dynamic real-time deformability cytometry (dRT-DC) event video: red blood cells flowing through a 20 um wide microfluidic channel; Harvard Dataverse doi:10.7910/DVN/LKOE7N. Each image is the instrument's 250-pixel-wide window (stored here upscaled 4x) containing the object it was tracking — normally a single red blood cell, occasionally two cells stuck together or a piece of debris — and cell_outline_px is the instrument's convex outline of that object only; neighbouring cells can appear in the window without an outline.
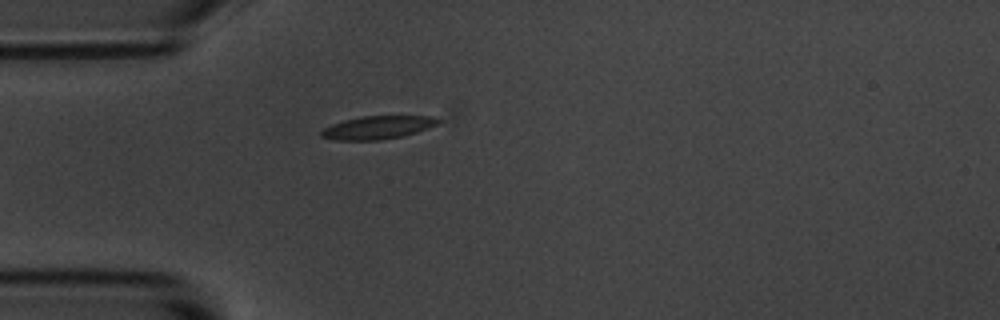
{"species": "common noctule bat (a hibernating species)", "species_latin": "Nyctalus noctula", "temperature_condition": "room temperature", "stored_images_in_passage": 41, "camera_frame_rate_fps": 3000, "um_per_image_px": 0.085, "animal": {"sex": "male", "body_mass_g": 20.1, "forearm_length_mm": 53.5}, "frame": {"image": 1, "passage_image": 1, "time_ms": 0.0, "image_size_px": [1000, 320], "cell_outline_px": [[440, 120], [436, 124], [428, 128], [416, 132], [400, 136], [380, 140], [336, 140], [320, 136], [320, 132], [324, 128], [332, 124], [344, 120], [360, 116], [436, 116]], "centroid_in_image_um": [32.08, 10.83], "position_along_channel_um": 52.9, "area_um2": 15.61}}
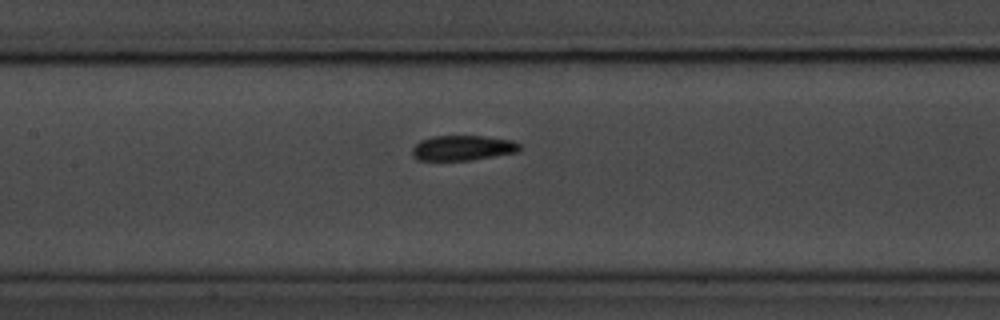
{"frame": {"image": 2, "passage_image": 11, "time_ms": 3.333, "image_size_px": [1000, 320], "cell_outline_px": [[520, 148], [516, 152], [472, 160], [416, 160], [412, 152], [412, 148], [420, 140], [432, 136], [488, 136], [512, 140], [520, 144]], "centroid_in_image_um": [39.32, 12.57], "position_along_channel_um": 168.1, "area_um2": 15.72}}
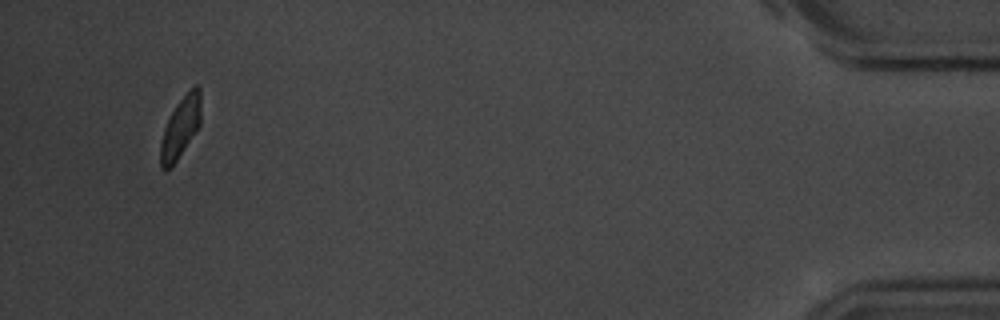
{"frame": {"image": 3, "passage_image": 38, "time_ms": 12.333, "image_size_px": [1000, 320], "cell_outline_px": [[200, 124], [196, 132], [172, 168], [164, 172], [160, 168], [160, 144], [164, 128], [176, 104], [196, 84], [200, 88]], "centroid_in_image_um": [15.32, 10.92], "position_along_channel_um": 419.9, "area_um2": 14.39}, "authors_computed_cell_mechanics": {"area_um2": 15.8372, "velocity_mm_per_s": 3.654, "shape_relaxation_time_tau1_ms": 3.4839, "shape_relaxation_time_tau2_ms": 2.2963, "deformation_change_tau1": 0.1329, "deformation_change_tau2": 0.0517}}